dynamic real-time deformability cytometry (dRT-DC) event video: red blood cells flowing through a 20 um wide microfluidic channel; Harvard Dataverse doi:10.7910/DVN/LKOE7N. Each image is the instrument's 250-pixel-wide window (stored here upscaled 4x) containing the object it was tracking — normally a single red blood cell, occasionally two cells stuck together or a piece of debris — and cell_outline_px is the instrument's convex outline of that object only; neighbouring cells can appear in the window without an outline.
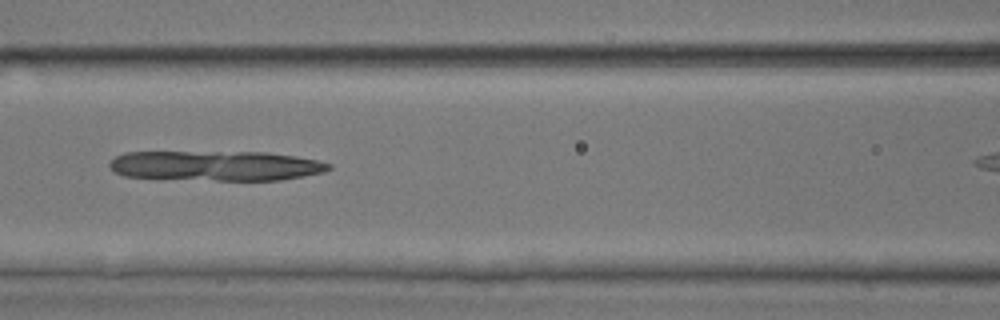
{"species": "common noctule bat (a hibernating species)", "species_latin": "Nyctalus noctula", "temperature_condition": "room temperature", "stored_images_in_passage": 40, "camera_frame_rate_fps": 3000, "um_per_image_px": 0.085, "animal": {"sex": "male", "body_mass_g": 17.9, "forearm_length_mm": 54.2}, "frame": {"image": 1, "passage_image": 18, "time_ms": 5.667, "image_size_px": [1000, 320], "cell_outline_px": [[332, 168], [324, 172], [280, 180], [216, 180], [124, 176], [116, 172], [108, 164], [116, 156], [124, 152], [268, 152], [296, 156], [316, 160], [332, 164]], "centroid_in_image_um": [18.39, 14.08], "position_along_channel_um": 148.2, "area_um2": 38.09}}